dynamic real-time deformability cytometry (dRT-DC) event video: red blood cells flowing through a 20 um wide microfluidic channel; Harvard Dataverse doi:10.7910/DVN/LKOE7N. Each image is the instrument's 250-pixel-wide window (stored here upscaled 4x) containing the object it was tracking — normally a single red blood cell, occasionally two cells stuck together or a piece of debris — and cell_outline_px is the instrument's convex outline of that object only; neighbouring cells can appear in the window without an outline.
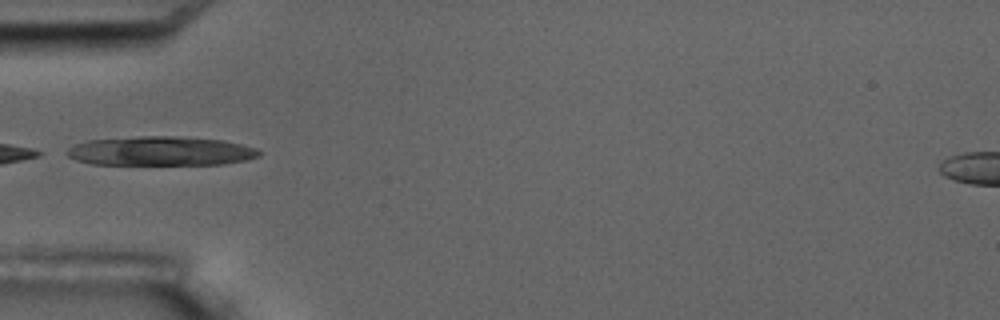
{"species": "common noctule bat (a hibernating species)", "species_latin": "Nyctalus noctula", "temperature_condition": "room temperature", "stored_images_in_passage": 5, "camera_frame_rate_fps": 3000, "um_per_image_px": 0.085, "animal": {"sex": "male", "body_mass_g": 17.5, "forearm_length_mm": 52.3}, "frame": {"image": 1, "passage_image": 5, "time_ms": 5.333, "image_size_px": [1000, 320], "cell_outline_px": [[260, 156], [248, 160], [224, 164], [92, 164], [76, 160], [68, 156], [64, 152], [68, 148], [76, 144], [88, 140], [140, 136], [176, 136], [224, 140], [256, 148], [260, 152]], "centroid_in_image_um": [13.66, 12.84], "position_along_channel_um": 71.3, "area_um2": 32.71}}